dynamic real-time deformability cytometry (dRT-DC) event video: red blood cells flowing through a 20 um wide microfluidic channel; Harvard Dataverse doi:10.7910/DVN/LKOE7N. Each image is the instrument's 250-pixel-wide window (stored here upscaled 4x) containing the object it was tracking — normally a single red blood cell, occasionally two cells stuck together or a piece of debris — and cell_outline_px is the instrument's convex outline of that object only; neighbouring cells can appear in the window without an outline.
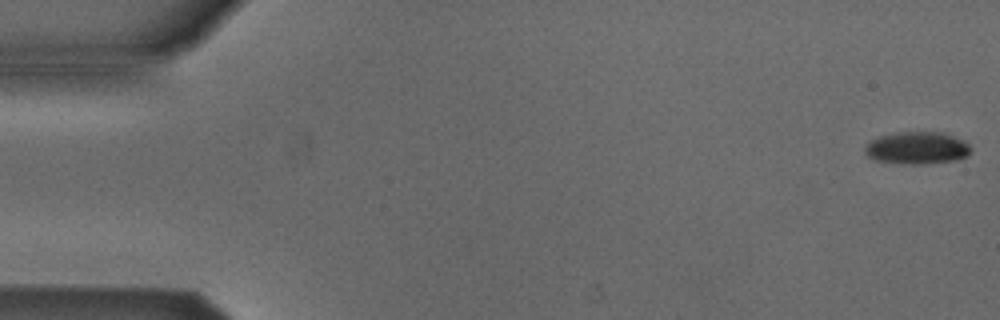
{"species": "Egyptian fruit bat (a non-hibernating species)", "species_latin": "Rousettus aegyptiacus", "temperature_condition": "cold", "stored_images_in_passage": 52, "camera_frame_rate_fps": 3000, "um_per_image_px": 0.085, "animal": {"sex": "male"}, "frame": {"image": 1, "passage_image": 1, "time_ms": 0.0, "image_size_px": [1000, 320], "cell_outline_px": [[972, 152], [968, 156], [956, 160], [924, 164], [900, 164], [876, 160], [868, 156], [864, 152], [864, 144], [880, 136], [896, 132], [944, 132], [964, 140], [972, 148]], "centroid_in_image_um": [77.97, 12.58], "position_along_channel_um": 7.0, "area_um2": 20.29}}
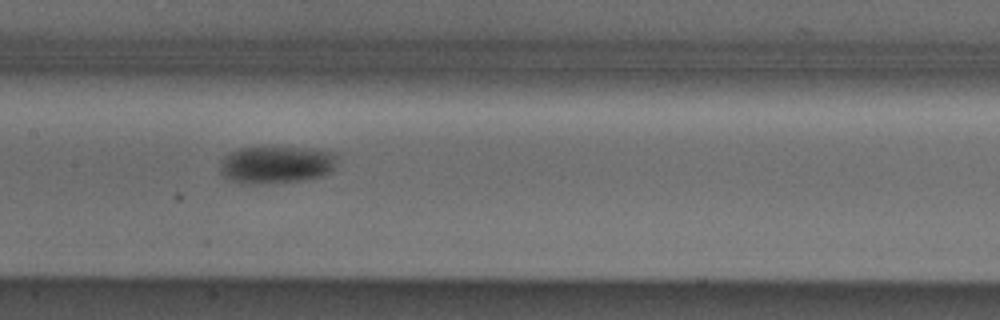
{"frame": {"image": 2, "passage_image": 26, "time_ms": 8.333, "image_size_px": [1000, 320], "cell_outline_px": [[336, 164], [332, 172], [324, 176], [304, 180], [256, 184], [244, 184], [228, 180], [220, 172], [220, 160], [224, 156], [240, 148], [292, 148], [336, 152]], "centroid_in_image_um": [23.47, 14.03], "position_along_channel_um": 183.9, "area_um2": 25.49}}
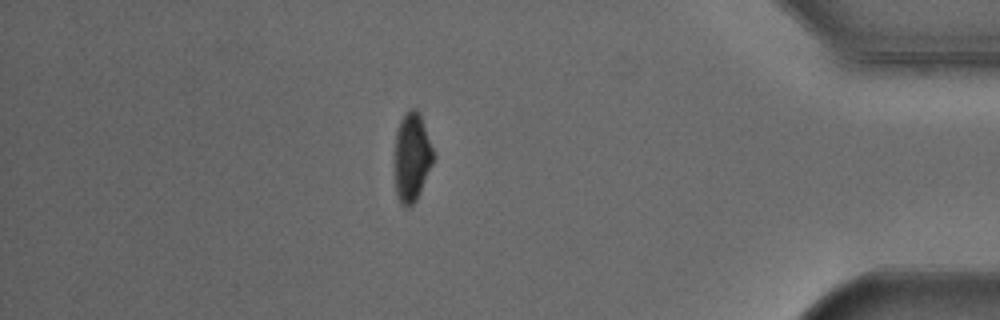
{"frame": {"image": 3, "passage_image": 46, "time_ms": 15.0, "image_size_px": [1000, 320], "cell_outline_px": [[436, 156], [420, 192], [416, 200], [408, 208], [404, 208], [400, 204], [396, 192], [396, 132], [400, 120], [404, 112], [408, 108], [416, 108], [420, 116]], "centroid_in_image_um": [35.02, 13.36], "position_along_channel_um": 400.2, "area_um2": 19.88}}